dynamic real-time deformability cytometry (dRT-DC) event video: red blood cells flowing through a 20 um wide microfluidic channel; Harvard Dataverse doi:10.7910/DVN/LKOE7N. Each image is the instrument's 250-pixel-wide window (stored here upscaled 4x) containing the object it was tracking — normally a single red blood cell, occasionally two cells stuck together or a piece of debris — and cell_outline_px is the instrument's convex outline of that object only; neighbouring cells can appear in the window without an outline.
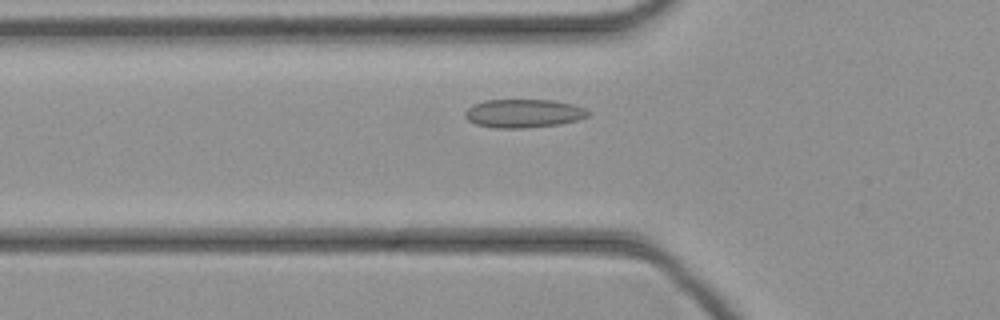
{"species": "common noctule bat (a hibernating species)", "species_latin": "Nyctalus noctula", "temperature_condition": "cold", "stored_images_in_passage": 39, "camera_frame_rate_fps": 3000, "um_per_image_px": 0.085, "animal": {"sex": "female", "body_mass_g": 21.9}, "frame": {"image": 1, "passage_image": 9, "time_ms": 2.667, "image_size_px": [1000, 320], "cell_outline_px": [[588, 116], [576, 120], [560, 124], [524, 128], [496, 128], [476, 124], [468, 120], [464, 116], [464, 112], [472, 104], [484, 100], [552, 100], [572, 104], [584, 108], [588, 112]], "centroid_in_image_um": [44.45, 9.63], "position_along_channel_um": 81.3, "area_um2": 20.35}}
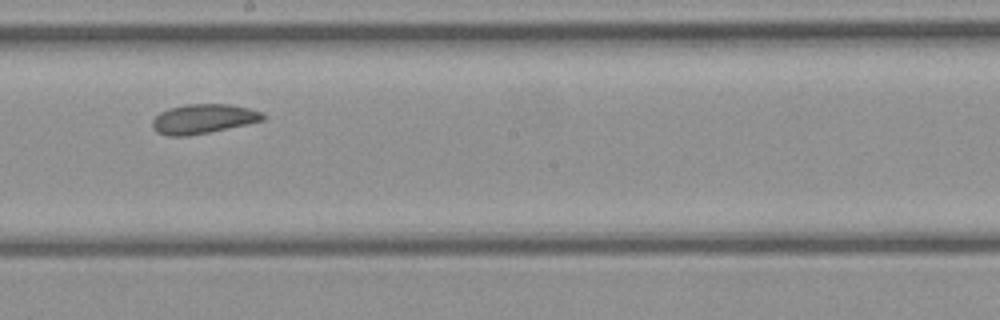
{"frame": {"image": 2, "passage_image": 19, "time_ms": 6.0, "image_size_px": [1000, 320], "cell_outline_px": [[264, 120], [208, 132], [188, 136], [168, 136], [156, 132], [152, 128], [152, 120], [160, 112], [168, 108], [184, 104], [228, 104], [248, 108], [264, 112]], "centroid_in_image_um": [17.23, 10.1], "position_along_channel_um": 231.0, "area_um2": 18.96}}
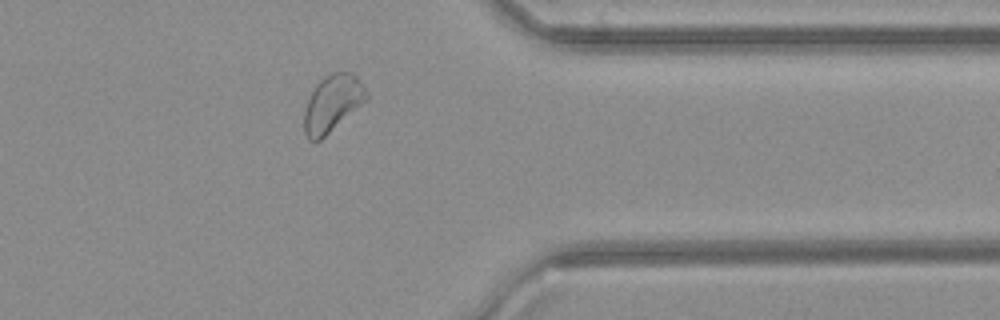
{"frame": {"image": 3, "passage_image": 30, "time_ms": 9.667, "image_size_px": [1000, 320], "cell_outline_px": [[368, 100], [320, 140], [308, 140], [304, 132], [304, 112], [308, 100], [316, 84], [324, 76], [332, 72], [348, 72], [356, 76], [364, 84], [368, 96]], "centroid_in_image_um": [28.27, 8.78], "position_along_channel_um": 383.1, "area_um2": 20.58}}